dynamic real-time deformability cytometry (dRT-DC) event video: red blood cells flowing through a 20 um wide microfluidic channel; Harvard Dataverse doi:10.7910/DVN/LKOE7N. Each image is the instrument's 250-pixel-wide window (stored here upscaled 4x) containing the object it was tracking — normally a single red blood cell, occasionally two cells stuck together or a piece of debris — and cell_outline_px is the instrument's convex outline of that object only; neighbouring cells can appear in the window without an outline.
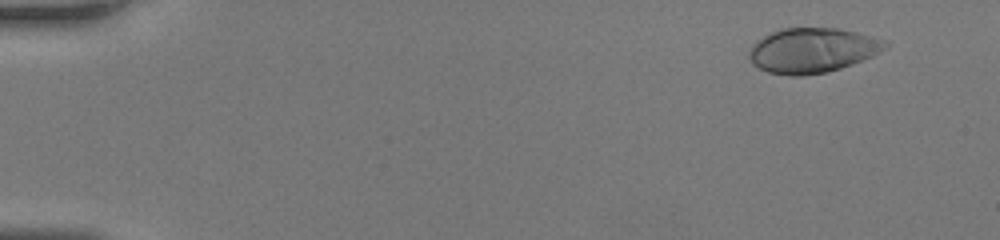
{"species": "human", "species_latin": "Homo sapiens", "temperature_condition": "room temperature", "stored_images_in_passage": 46, "camera_frame_rate_fps": 3000, "um_per_image_px": 0.085, "donor": {"sex": "female"}, "frame": {"image": 1, "passage_image": 4, "time_ms": 1.0, "image_size_px": [1000, 240], "cell_outline_px": [[888, 48], [872, 56], [852, 64], [840, 68], [824, 72], [804, 76], [788, 76], [768, 72], [752, 64], [748, 60], [748, 52], [752, 44], [756, 40], [772, 32], [784, 28], [840, 28], [888, 40]], "centroid_in_image_um": [69.04, 4.28], "position_along_channel_um": 16.0, "area_um2": 35.84}}
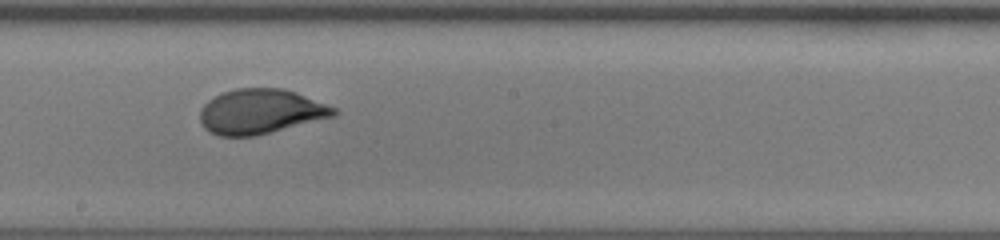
{"frame": {"image": 2, "passage_image": 27, "time_ms": 8.667, "image_size_px": [1000, 240], "cell_outline_px": [[340, 112], [336, 116], [256, 136], [220, 136], [208, 132], [200, 124], [200, 108], [208, 100], [224, 92], [236, 88], [284, 88], [296, 92], [336, 108]], "centroid_in_image_um": [22.15, 9.49], "position_along_channel_um": 226.1, "area_um2": 35.2}}
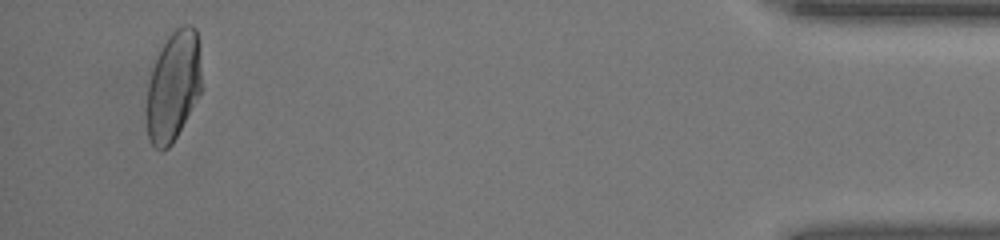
{"frame": {"image": 3, "passage_image": 44, "time_ms": 14.333, "image_size_px": [1000, 240], "cell_outline_px": [[200, 92], [172, 144], [168, 148], [160, 152], [152, 144], [148, 136], [144, 112], [144, 108], [148, 84], [152, 68], [160, 48], [168, 36], [176, 28], [184, 24], [192, 24], [196, 28], [200, 68]], "centroid_in_image_um": [14.67, 7.34], "position_along_channel_um": 420.5, "area_um2": 35.32}}